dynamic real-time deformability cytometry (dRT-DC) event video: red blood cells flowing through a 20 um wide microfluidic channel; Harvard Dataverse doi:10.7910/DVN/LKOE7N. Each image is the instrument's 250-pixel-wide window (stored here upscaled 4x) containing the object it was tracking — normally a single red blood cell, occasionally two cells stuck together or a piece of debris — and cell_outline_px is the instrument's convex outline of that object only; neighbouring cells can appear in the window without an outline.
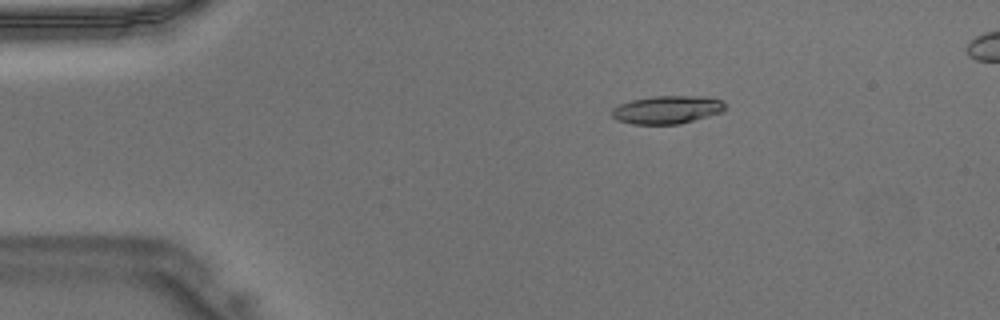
{"species": "Egyptian fruit bat (a non-hibernating species)", "species_latin": "Rousettus aegyptiacus", "temperature_condition": "warm", "stored_images_in_passage": 40, "camera_frame_rate_fps": 3000, "um_per_image_px": 0.085, "animal": {"sex": "male"}, "frame": {"image": 1, "passage_image": 1, "time_ms": 0.0, "image_size_px": [1000, 320], "cell_outline_px": [[728, 108], [724, 112], [680, 124], [632, 124], [616, 120], [612, 116], [612, 108], [620, 104], [632, 100], [652, 96], [704, 96], [720, 100]], "centroid_in_image_um": [56.73, 9.33], "position_along_channel_um": 28.3, "area_um2": 18.67}}
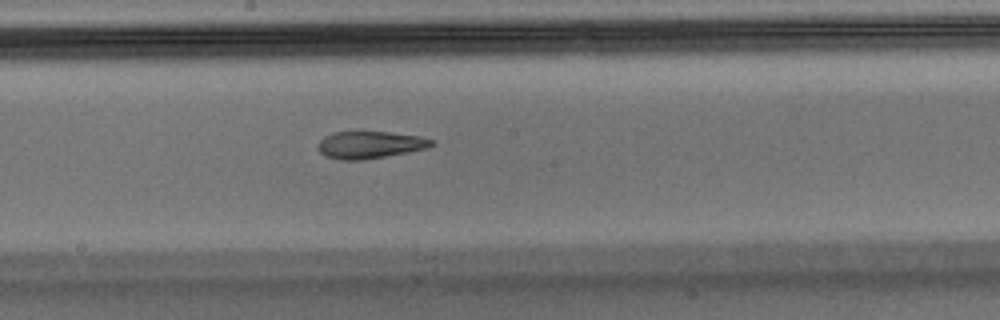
{"frame": {"image": 2, "passage_image": 18, "time_ms": 5.667, "image_size_px": [1000, 320], "cell_outline_px": [[436, 144], [428, 148], [408, 152], [364, 160], [340, 160], [324, 156], [316, 148], [316, 144], [324, 136], [332, 132], [388, 132], [420, 136], [432, 140]], "centroid_in_image_um": [31.41, 12.32], "position_along_channel_um": 216.8, "area_um2": 18.21}}